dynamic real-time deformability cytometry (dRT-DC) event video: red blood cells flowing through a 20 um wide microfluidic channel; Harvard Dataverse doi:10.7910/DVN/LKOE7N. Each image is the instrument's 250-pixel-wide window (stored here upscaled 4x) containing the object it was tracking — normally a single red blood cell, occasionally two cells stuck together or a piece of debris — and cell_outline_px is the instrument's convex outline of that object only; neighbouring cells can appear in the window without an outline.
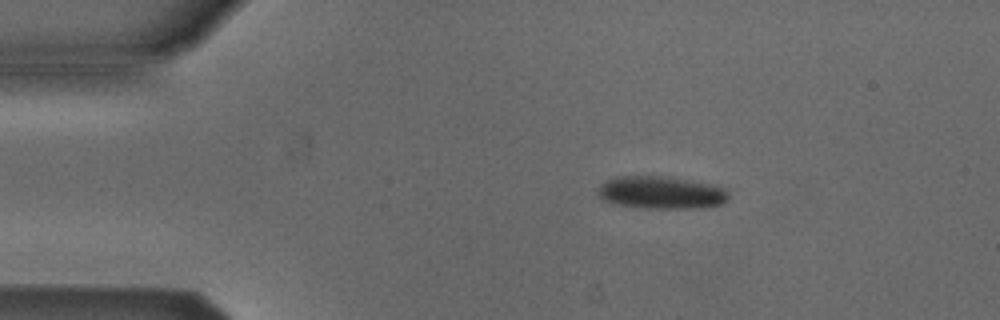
{"species": "Egyptian fruit bat (a non-hibernating species)", "species_latin": "Rousettus aegyptiacus", "temperature_condition": "cold", "stored_images_in_passage": 7, "camera_frame_rate_fps": 3000, "um_per_image_px": 0.085, "animal": {"sex": "male"}, "frame": {"image": 1, "passage_image": 2, "time_ms": 0.333, "image_size_px": [1000, 320], "cell_outline_px": [[728, 200], [720, 204], [692, 208], [644, 208], [616, 204], [604, 200], [596, 192], [600, 184], [604, 180], [616, 176], [660, 176], [712, 184], [724, 188], [728, 192]], "centroid_in_image_um": [56.14, 16.36], "position_along_channel_um": 28.9, "area_um2": 24.68}}
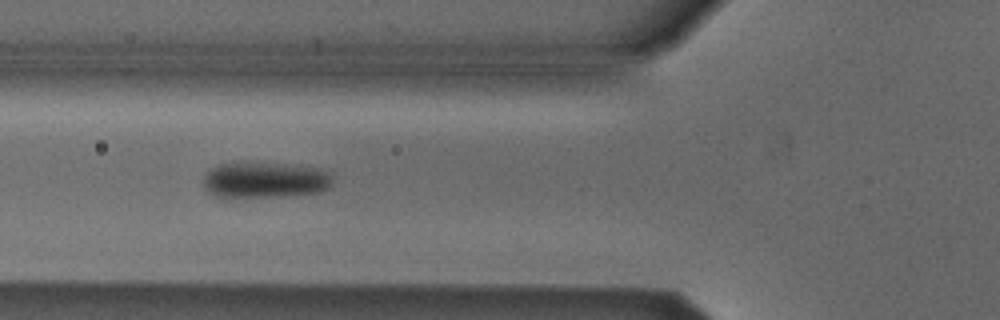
{"frame": {"image": 2, "passage_image": 5, "time_ms": 1.333, "image_size_px": [1000, 320], "cell_outline_px": [[332, 188], [320, 192], [284, 196], [224, 200], [208, 192], [204, 188], [204, 176], [212, 168], [220, 164], [232, 160], [240, 160], [284, 164], [320, 168], [332, 172]], "centroid_in_image_um": [22.48, 15.31], "position_along_channel_um": 103.3, "area_um2": 28.67}}
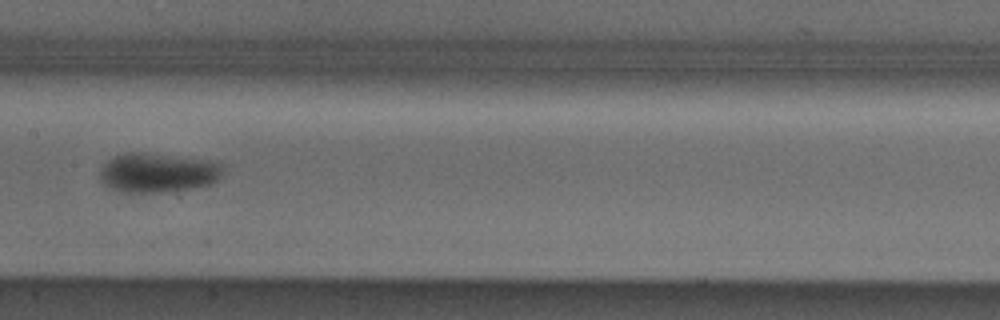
{"frame": {"image": 3, "passage_image": 7, "time_ms": 2.0, "image_size_px": [1000, 320], "cell_outline_px": [[224, 168], [220, 176], [212, 184], [192, 188], [168, 192], [120, 192], [108, 188], [100, 180], [100, 168], [112, 156], [124, 152], [144, 152], [216, 160], [224, 164]], "centroid_in_image_um": [13.42, 14.66], "position_along_channel_um": 194.0, "area_um2": 29.02}}